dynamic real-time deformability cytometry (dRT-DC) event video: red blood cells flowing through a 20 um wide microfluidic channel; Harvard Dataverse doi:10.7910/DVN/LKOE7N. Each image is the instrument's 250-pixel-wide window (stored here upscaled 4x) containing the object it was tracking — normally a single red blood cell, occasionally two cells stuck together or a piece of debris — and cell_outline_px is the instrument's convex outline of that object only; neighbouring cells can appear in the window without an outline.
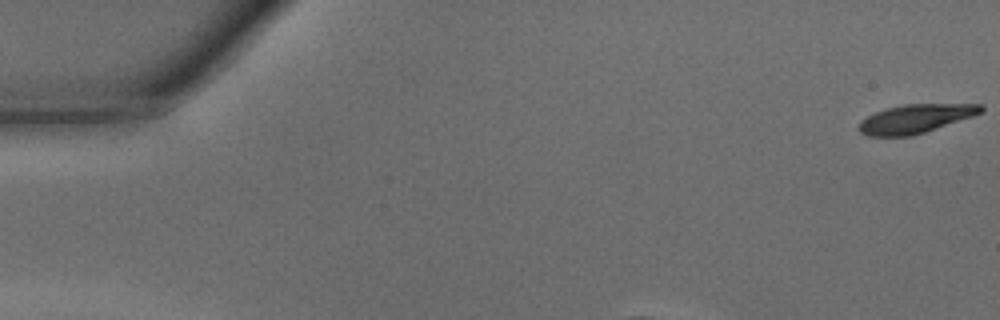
{"species": "common noctule bat (a hibernating species)", "species_latin": "Nyctalus noctula", "temperature_condition": "warm", "stored_images_in_passage": 30, "camera_frame_rate_fps": 3000, "um_per_image_px": 0.085, "animal": {"sex": "male", "body_mass_g": 15.6}, "frame": {"image": 1, "passage_image": 1, "time_ms": 0.0, "image_size_px": [1000, 320], "cell_outline_px": [[984, 112], [912, 136], [868, 136], [860, 132], [860, 120], [876, 112], [888, 108], [904, 104], [984, 104]], "centroid_in_image_um": [77.84, 10.08], "position_along_channel_um": 7.2, "area_um2": 20.17}}
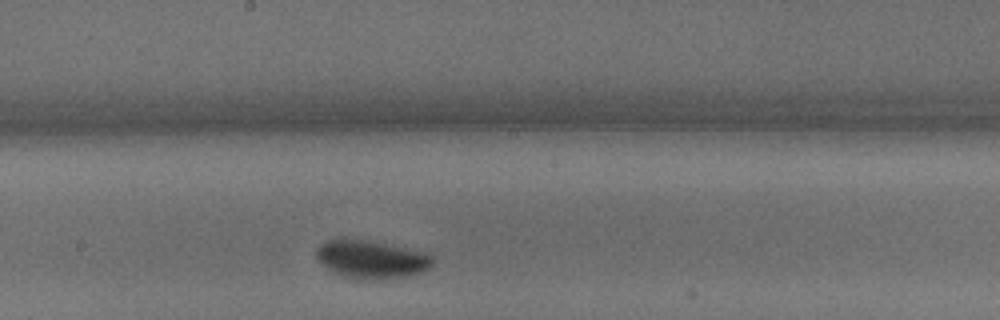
{"frame": {"image": 2, "passage_image": 19, "time_ms": 6.0, "image_size_px": [1000, 320], "cell_outline_px": [[436, 260], [428, 268], [420, 272], [404, 276], [384, 280], [368, 280], [344, 276], [320, 264], [316, 256], [316, 248], [320, 244], [328, 240], [360, 240], [384, 244], [428, 252]], "centroid_in_image_um": [31.59, 22.06], "position_along_channel_um": 216.6, "area_um2": 25.43}}
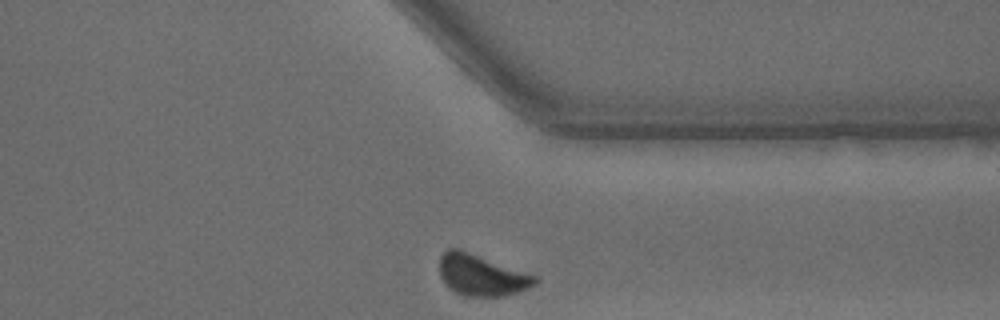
{"frame": {"image": 3, "passage_image": 30, "time_ms": 9.667, "image_size_px": [1000, 320], "cell_outline_px": [[540, 280], [536, 284], [528, 288], [504, 296], [464, 296], [456, 292], [440, 276], [440, 256], [448, 248], [460, 248], [540, 276]], "centroid_in_image_um": [41.0, 23.36], "position_along_channel_um": 370.4, "area_um2": 23.18}, "authors_computed_cell_mechanics": {"area_um2": 23.4668, "velocity_mm_per_s": 4.2204, "shape_relaxation_time_tau1_ms": 4.7058, "shape_relaxation_time_tau2_ms": 2.0821, "deformation_change_tau1": 0.1524, "deformation_change_tau2": 0.0684}}